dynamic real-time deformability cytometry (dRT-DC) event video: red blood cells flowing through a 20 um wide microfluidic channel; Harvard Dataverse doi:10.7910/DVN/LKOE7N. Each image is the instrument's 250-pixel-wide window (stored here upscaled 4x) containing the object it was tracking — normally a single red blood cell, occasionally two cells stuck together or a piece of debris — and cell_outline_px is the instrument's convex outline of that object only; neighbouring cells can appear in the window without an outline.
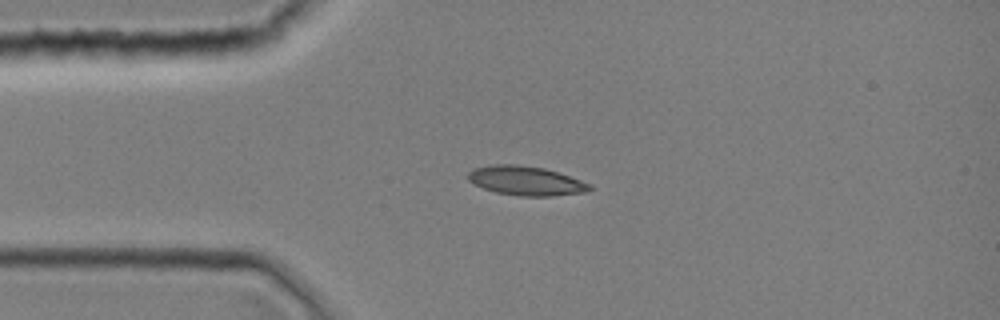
{"species": "common noctule bat (a hibernating species)", "species_latin": "Nyctalus noctula", "temperature_condition": "room temperature", "stored_images_in_passage": 1, "camera_frame_rate_fps": 3000, "um_per_image_px": 0.085, "animal": {"sex": "female", "body_mass_g": 19.0, "forearm_length_mm": 51.5}, "frame": {"image": 1, "passage_image": 1, "time_ms": 0.0, "image_size_px": [1000, 320], "cell_outline_px": [[592, 188], [588, 192], [552, 196], [520, 196], [496, 192], [484, 188], [468, 180], [468, 172], [472, 168], [492, 164], [516, 164], [544, 168], [592, 184]], "centroid_in_image_um": [44.7, 15.36], "position_along_channel_um": 40.3, "area_um2": 20.69}}